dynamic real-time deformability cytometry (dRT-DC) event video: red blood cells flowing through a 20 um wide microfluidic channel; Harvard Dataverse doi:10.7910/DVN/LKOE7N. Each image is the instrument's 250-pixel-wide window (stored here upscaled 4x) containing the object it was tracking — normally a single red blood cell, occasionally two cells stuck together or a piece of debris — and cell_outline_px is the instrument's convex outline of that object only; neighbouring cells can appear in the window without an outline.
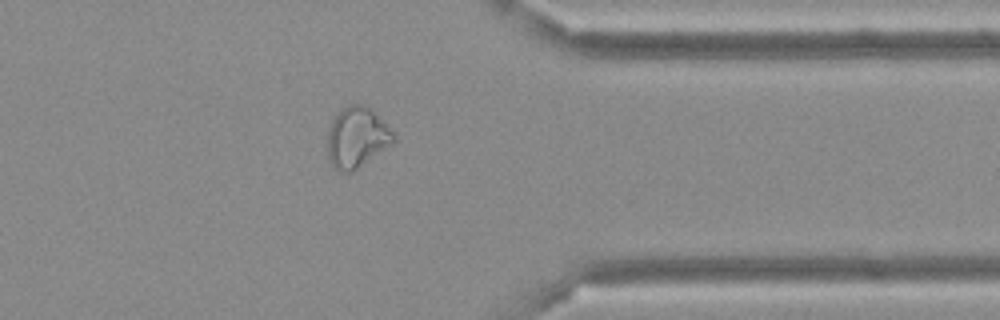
{"species": "Egyptian fruit bat (a non-hibernating species)", "species_latin": "Rousettus aegyptiacus", "temperature_condition": "cold", "stored_images_in_passage": 44, "camera_frame_rate_fps": 3000, "um_per_image_px": 0.085, "frame": {"image": 1, "passage_image": 38, "time_ms": 12.333, "image_size_px": [1000, 320], "cell_outline_px": [[396, 140], [352, 172], [340, 172], [332, 168], [328, 160], [328, 128], [332, 120], [340, 108], [348, 104], [360, 104], [372, 108], [388, 124], [396, 136]], "centroid_in_image_um": [30.32, 11.66], "position_along_channel_um": 381.1, "area_um2": 23.64}}